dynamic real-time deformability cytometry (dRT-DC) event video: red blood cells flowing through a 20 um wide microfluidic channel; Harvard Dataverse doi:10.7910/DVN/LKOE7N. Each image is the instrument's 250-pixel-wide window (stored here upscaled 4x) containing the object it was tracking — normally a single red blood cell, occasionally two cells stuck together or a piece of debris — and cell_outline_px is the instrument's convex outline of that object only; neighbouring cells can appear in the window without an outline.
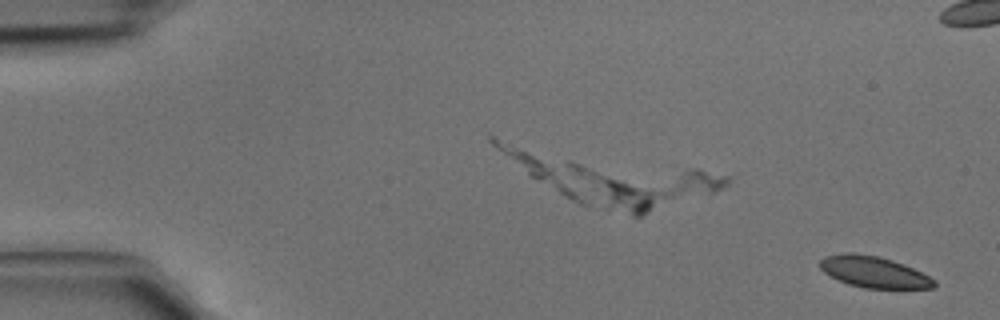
{"species": "common noctule bat (a hibernating species)", "species_latin": "Nyctalus noctula", "temperature_condition": "cold", "stored_images_in_passage": 6, "camera_frame_rate_fps": 3000, "um_per_image_px": 0.085, "animal": {"sex": "male", "body_mass_g": 15.6}, "frame": {"image": 1, "passage_image": 2, "time_ms": 0.333, "image_size_px": [1000, 320], "cell_outline_px": [[936, 284], [932, 288], [864, 288], [848, 284], [824, 272], [820, 268], [820, 260], [824, 256], [844, 252], [852, 252], [880, 256], [904, 264], [936, 280]], "centroid_in_image_um": [74.26, 23.1], "position_along_channel_um": 10.7, "area_um2": 20.75}}
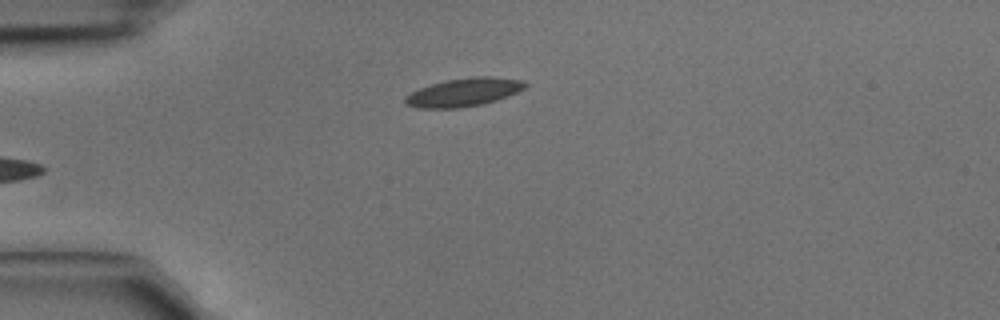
{"frame": {"image": 2, "passage_image": 6, "time_ms": 1.667, "image_size_px": [1000, 320], "cell_outline_px": [[528, 84], [524, 88], [508, 96], [484, 104], [456, 108], [416, 108], [404, 104], [404, 96], [420, 88], [444, 80], [476, 76], [492, 76], [524, 80]], "centroid_in_image_um": [39.41, 7.84], "position_along_channel_um": 45.6, "area_um2": 19.88}}